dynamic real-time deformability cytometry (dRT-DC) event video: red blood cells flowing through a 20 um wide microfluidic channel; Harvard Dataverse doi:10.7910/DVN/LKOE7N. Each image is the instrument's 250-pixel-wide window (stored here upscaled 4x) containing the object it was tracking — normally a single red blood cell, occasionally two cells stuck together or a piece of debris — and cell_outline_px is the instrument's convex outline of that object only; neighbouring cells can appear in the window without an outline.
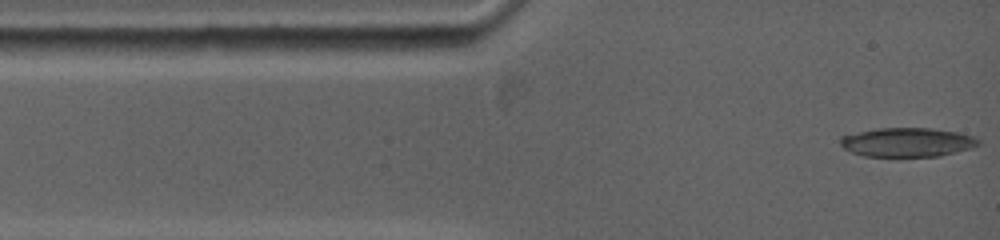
{"species": "common noctule bat (a hibernating species)", "species_latin": "Nyctalus noctula", "temperature_condition": "warm", "stored_images_in_passage": 6, "camera_frame_rate_fps": 5000, "um_per_image_px": 0.085, "animal": {"sex": "female", "body_mass_g": 19.0, "forearm_length_mm": 53.3}, "frame": {"image": 1, "passage_image": 1, "time_ms": 0.0, "image_size_px": [1000, 240], "cell_outline_px": [[980, 144], [956, 152], [940, 156], [864, 156], [852, 152], [844, 148], [840, 144], [840, 136], [880, 128], [932, 128], [956, 132], [972, 136], [980, 140]], "centroid_in_image_um": [77.11, 12.09], "position_along_channel_um": 7.9, "area_um2": 23.12}}
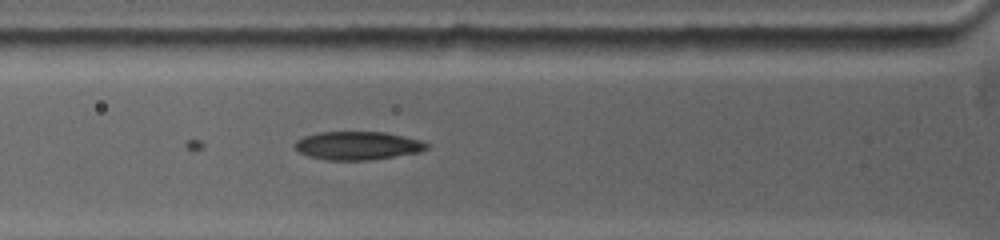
{"frame": {"image": 2, "passage_image": 6, "time_ms": 3.4, "image_size_px": [1000, 240], "cell_outline_px": [[428, 148], [416, 152], [392, 156], [364, 160], [328, 160], [308, 156], [300, 152], [296, 148], [296, 140], [304, 136], [320, 132], [384, 132], [420, 140], [428, 144]], "centroid_in_image_um": [30.36, 12.37], "position_along_channel_um": 95.4, "area_um2": 21.27}}